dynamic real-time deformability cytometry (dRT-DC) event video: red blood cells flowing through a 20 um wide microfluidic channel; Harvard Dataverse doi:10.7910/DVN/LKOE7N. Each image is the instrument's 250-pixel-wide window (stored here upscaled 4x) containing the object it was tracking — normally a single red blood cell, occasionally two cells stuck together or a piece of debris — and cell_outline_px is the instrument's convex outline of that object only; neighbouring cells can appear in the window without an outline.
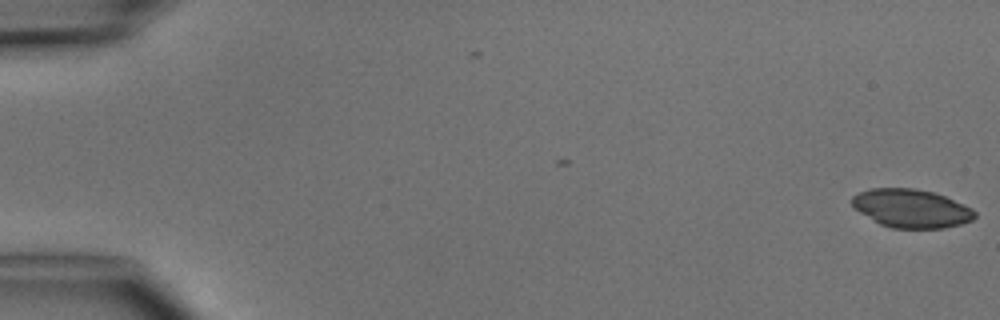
{"species": "common noctule bat (a hibernating species)", "species_latin": "Nyctalus noctula", "temperature_condition": "cold", "stored_images_in_passage": 4, "camera_frame_rate_fps": 3000, "um_per_image_px": 0.085, "animal": {"sex": "male", "body_mass_g": 15.6}, "frame": {"image": 1, "passage_image": 1, "time_ms": 0.0, "image_size_px": [1000, 320], "cell_outline_px": [[976, 216], [972, 220], [960, 224], [944, 228], [892, 228], [880, 224], [860, 212], [852, 204], [852, 196], [868, 188], [916, 188], [932, 192], [944, 196], [964, 204], [972, 208], [976, 212]], "centroid_in_image_um": [77.47, 17.71], "position_along_channel_um": 7.5, "area_um2": 27.4}}